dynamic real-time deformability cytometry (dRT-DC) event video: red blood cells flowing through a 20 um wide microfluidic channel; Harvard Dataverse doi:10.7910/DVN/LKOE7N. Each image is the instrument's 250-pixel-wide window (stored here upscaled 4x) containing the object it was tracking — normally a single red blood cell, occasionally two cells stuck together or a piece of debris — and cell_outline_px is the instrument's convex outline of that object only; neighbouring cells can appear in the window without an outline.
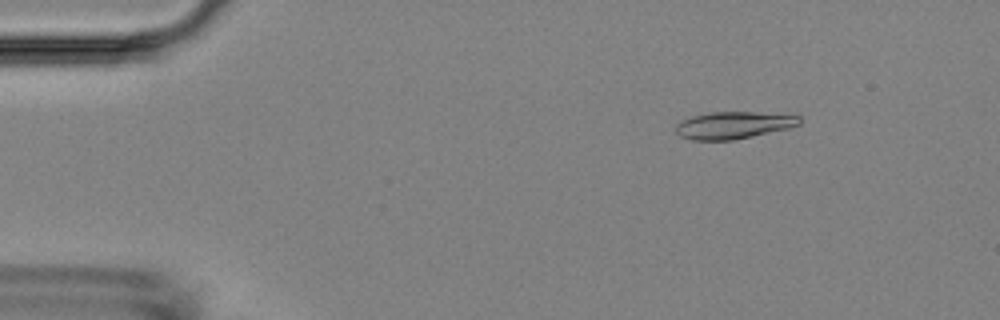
{"species": "Egyptian fruit bat (a non-hibernating species)", "species_latin": "Rousettus aegyptiacus", "temperature_condition": "room temperature", "stored_images_in_passage": 16, "camera_frame_rate_fps": 3000, "um_per_image_px": 0.085, "animal": {"sex": "female"}, "frame": {"image": 1, "passage_image": 7, "time_ms": 2.0, "image_size_px": [1000, 320], "cell_outline_px": [[800, 124], [788, 128], [752, 136], [732, 140], [692, 140], [680, 136], [676, 132], [676, 124], [680, 120], [692, 116], [712, 112], [752, 112], [800, 116]], "centroid_in_image_um": [62.29, 10.64], "position_along_channel_um": 22.7, "area_um2": 19.36}}